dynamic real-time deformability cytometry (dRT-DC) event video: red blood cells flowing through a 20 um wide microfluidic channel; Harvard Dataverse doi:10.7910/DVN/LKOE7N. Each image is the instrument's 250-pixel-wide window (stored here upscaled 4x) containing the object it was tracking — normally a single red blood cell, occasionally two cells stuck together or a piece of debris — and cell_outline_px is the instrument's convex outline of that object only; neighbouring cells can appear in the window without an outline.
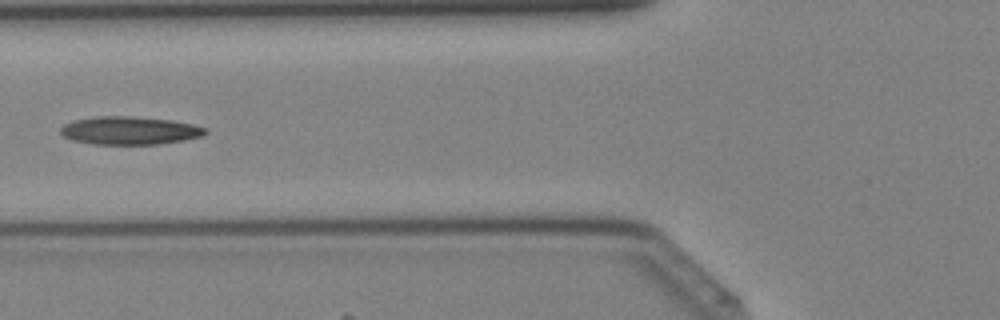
{"species": "Egyptian fruit bat (a non-hibernating species)", "species_latin": "Rousettus aegyptiacus", "temperature_condition": "cold", "stored_images_in_passage": 43, "segment_of_instrument_passage": [1, 2], "camera_frame_rate_fps": 3000, "um_per_image_px": 0.085, "animal": {"sex": "female"}, "frame": {"image": 1, "passage_image": 17, "time_ms": 5.333, "image_size_px": [1000, 320], "cell_outline_px": [[208, 132], [200, 136], [184, 140], [156, 144], [96, 144], [72, 140], [64, 136], [60, 132], [60, 128], [64, 124], [76, 120], [100, 116], [132, 116], [172, 120], [192, 124], [204, 128]], "centroid_in_image_um": [11.01, 11.09], "position_along_channel_um": 114.8, "area_um2": 23.41}}
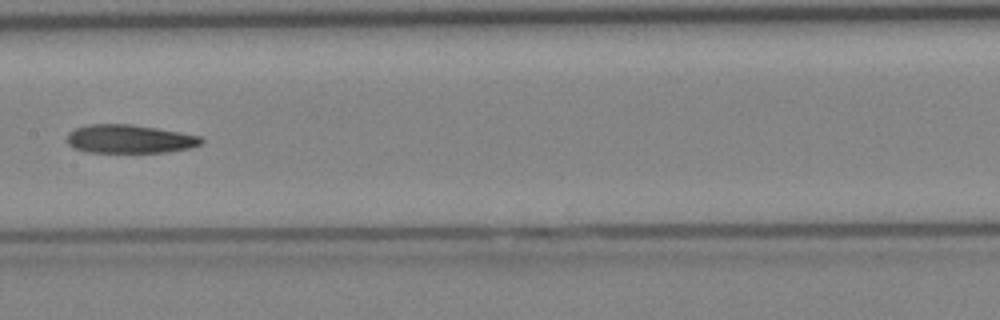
{"frame": {"image": 2, "passage_image": 22, "time_ms": 7.0, "image_size_px": [1000, 320], "cell_outline_px": [[204, 140], [200, 144], [188, 148], [164, 152], [88, 152], [76, 148], [68, 144], [68, 132], [76, 128], [88, 124], [132, 124], [180, 132], [200, 136]], "centroid_in_image_um": [11.0, 11.8], "position_along_channel_um": 196.4, "area_um2": 22.08}}
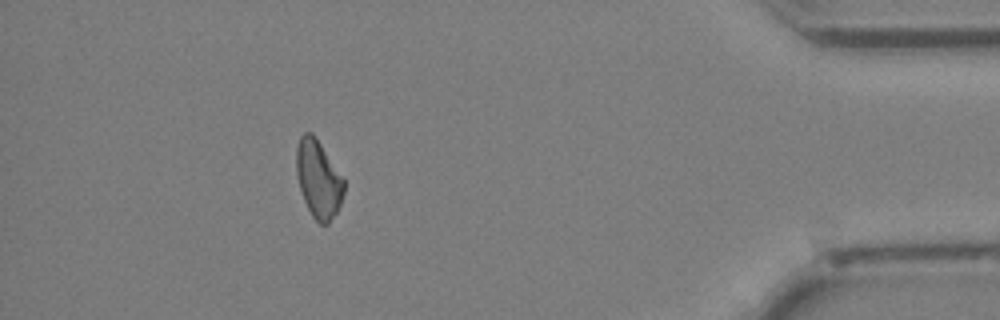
{"frame": {"image": 3, "passage_image": 38, "time_ms": 12.333, "image_size_px": [1000, 320], "cell_outline_px": [[344, 192], [340, 204], [336, 212], [328, 224], [320, 224], [312, 216], [304, 200], [296, 176], [296, 148], [300, 136], [304, 132], [312, 132], [344, 180]], "centroid_in_image_um": [27.04, 15.22], "position_along_channel_um": 408.2, "area_um2": 21.21}}